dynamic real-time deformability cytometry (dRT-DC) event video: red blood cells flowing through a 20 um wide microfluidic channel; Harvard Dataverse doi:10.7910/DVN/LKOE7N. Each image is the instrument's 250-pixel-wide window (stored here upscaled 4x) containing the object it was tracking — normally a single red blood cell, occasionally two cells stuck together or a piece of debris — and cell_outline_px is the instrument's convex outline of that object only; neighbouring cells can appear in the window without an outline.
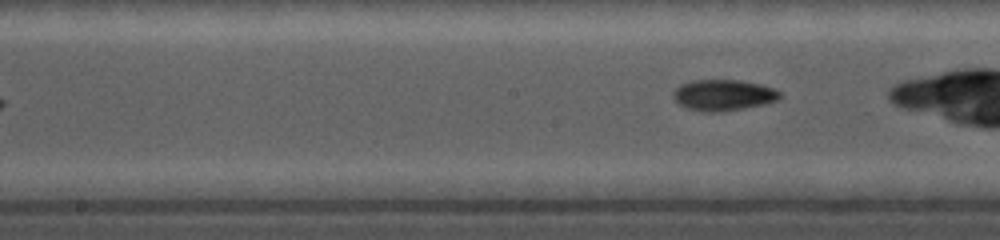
{"species": "common noctule bat (a hibernating species)", "species_latin": "Nyctalus noctula", "temperature_condition": "cold", "stored_images_in_passage": 19, "camera_frame_rate_fps": 5000, "um_per_image_px": 0.085, "animal": {"sex": "female", "body_mass_g": 19.0, "forearm_length_mm": 56.7}, "frame": {"image": 1, "passage_image": 14, "time_ms": 2.8, "image_size_px": [1000, 240], "cell_outline_px": [[780, 96], [776, 100], [764, 104], [720, 112], [700, 112], [684, 108], [672, 96], [672, 92], [680, 84], [692, 80], [740, 80], [760, 84], [772, 88], [780, 92]], "centroid_in_image_um": [61.42, 8.08], "position_along_channel_um": 186.8, "area_um2": 19.31}}